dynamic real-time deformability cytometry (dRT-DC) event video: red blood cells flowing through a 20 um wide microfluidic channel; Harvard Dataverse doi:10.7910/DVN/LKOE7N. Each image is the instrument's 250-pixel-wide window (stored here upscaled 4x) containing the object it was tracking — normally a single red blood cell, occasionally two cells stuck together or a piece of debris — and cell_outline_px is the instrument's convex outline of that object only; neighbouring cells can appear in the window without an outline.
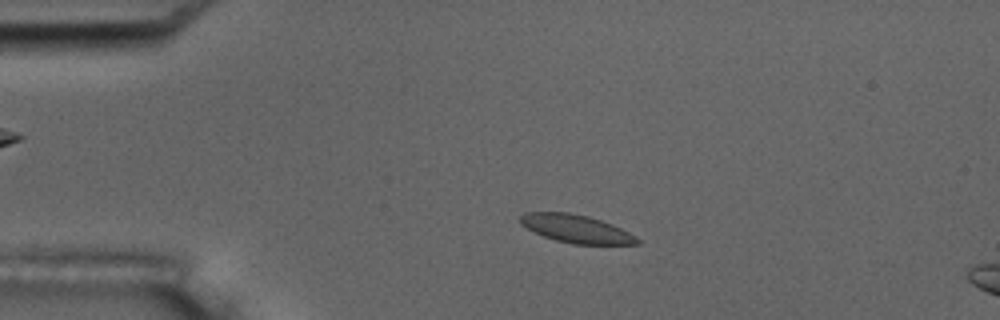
{"species": "common noctule bat (a hibernating species)", "species_latin": "Nyctalus noctula", "temperature_condition": "room temperature", "stored_images_in_passage": 3, "camera_frame_rate_fps": 3000, "um_per_image_px": 0.085, "animal": {"sex": "male", "body_mass_g": 17.5, "forearm_length_mm": 52.3}, "frame": {"image": 1, "passage_image": 2, "time_ms": 1.333, "image_size_px": [1000, 320], "cell_outline_px": [[640, 244], [572, 244], [556, 240], [544, 236], [520, 224], [520, 216], [524, 212], [568, 212], [588, 216], [612, 224], [636, 236], [640, 240]], "centroid_in_image_um": [48.98, 19.44], "position_along_channel_um": 36.0, "area_um2": 18.96}}